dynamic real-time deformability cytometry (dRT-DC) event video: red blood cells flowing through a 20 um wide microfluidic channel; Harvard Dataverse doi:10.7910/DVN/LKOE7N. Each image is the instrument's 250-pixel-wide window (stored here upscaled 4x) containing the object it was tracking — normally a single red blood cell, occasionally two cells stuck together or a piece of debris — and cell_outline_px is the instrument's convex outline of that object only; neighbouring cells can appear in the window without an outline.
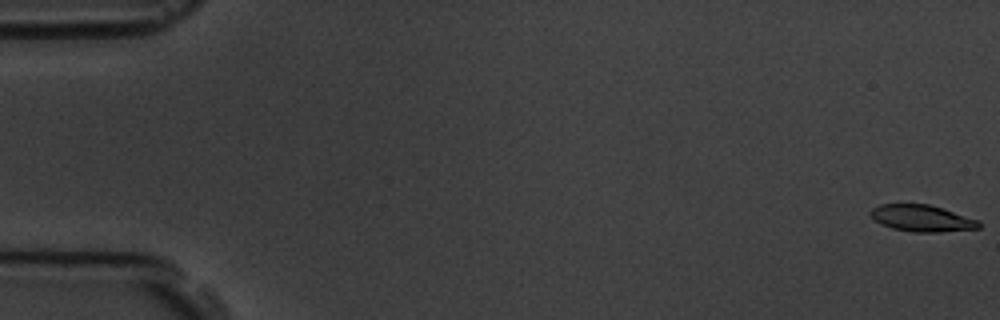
{"species": "common noctule bat (a hibernating species)", "species_latin": "Nyctalus noctula", "temperature_condition": "room temperature", "stored_images_in_passage": 19, "camera_frame_rate_fps": 3000, "um_per_image_px": 0.085, "animal": {"sex": "male", "body_mass_g": 19.5, "forearm_length_mm": 54.6}, "frame": {"image": 1, "passage_image": 1, "time_ms": 0.0, "image_size_px": [1000, 320], "cell_outline_px": [[980, 228], [940, 232], [912, 232], [892, 228], [880, 224], [868, 212], [872, 208], [880, 204], [928, 204], [980, 220]], "centroid_in_image_um": [78.35, 18.55], "position_along_channel_um": 6.6, "area_um2": 16.76}}
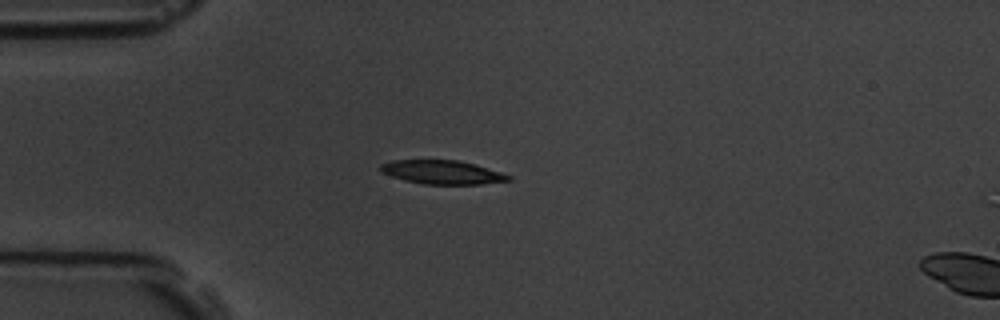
{"frame": {"image": 2, "passage_image": 16, "time_ms": 5.0, "image_size_px": [1000, 320], "cell_outline_px": [[512, 180], [480, 184], [424, 184], [404, 180], [380, 172], [380, 164], [392, 160], [456, 160], [472, 164], [500, 172], [512, 176]], "centroid_in_image_um": [37.55, 14.64], "position_along_channel_um": 47.4, "area_um2": 17.51}}